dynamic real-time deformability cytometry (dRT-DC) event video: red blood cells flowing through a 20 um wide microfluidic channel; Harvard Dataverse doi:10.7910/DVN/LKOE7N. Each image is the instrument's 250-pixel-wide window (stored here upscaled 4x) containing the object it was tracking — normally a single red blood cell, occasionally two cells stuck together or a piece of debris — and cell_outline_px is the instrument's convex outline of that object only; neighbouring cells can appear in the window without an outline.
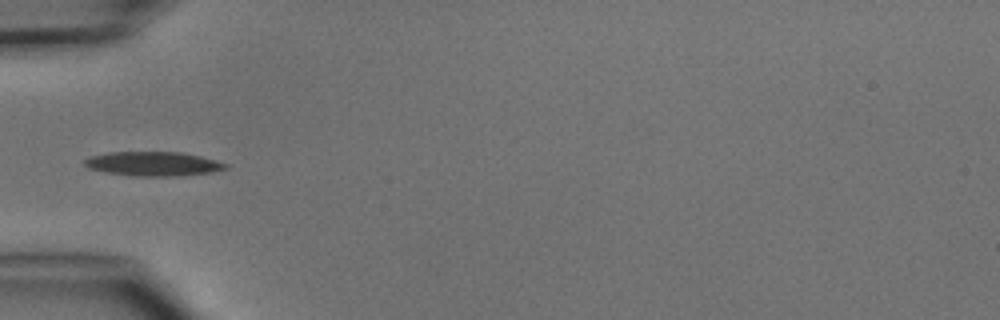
{"species": "common noctule bat (a hibernating species)", "species_latin": "Nyctalus noctula", "temperature_condition": "cold", "stored_images_in_passage": 5, "camera_frame_rate_fps": 3000, "um_per_image_px": 0.085, "animal": {"sex": "male", "body_mass_g": 15.6}, "frame": {"image": 1, "passage_image": 5, "time_ms": 5.333, "image_size_px": [1000, 320], "cell_outline_px": [[228, 168], [212, 172], [176, 176], [132, 176], [104, 172], [88, 168], [84, 164], [84, 160], [92, 156], [108, 152], [180, 152], [200, 156], [228, 164]], "centroid_in_image_um": [13.01, 13.93], "position_along_channel_um": 72.0, "area_um2": 19.88}}